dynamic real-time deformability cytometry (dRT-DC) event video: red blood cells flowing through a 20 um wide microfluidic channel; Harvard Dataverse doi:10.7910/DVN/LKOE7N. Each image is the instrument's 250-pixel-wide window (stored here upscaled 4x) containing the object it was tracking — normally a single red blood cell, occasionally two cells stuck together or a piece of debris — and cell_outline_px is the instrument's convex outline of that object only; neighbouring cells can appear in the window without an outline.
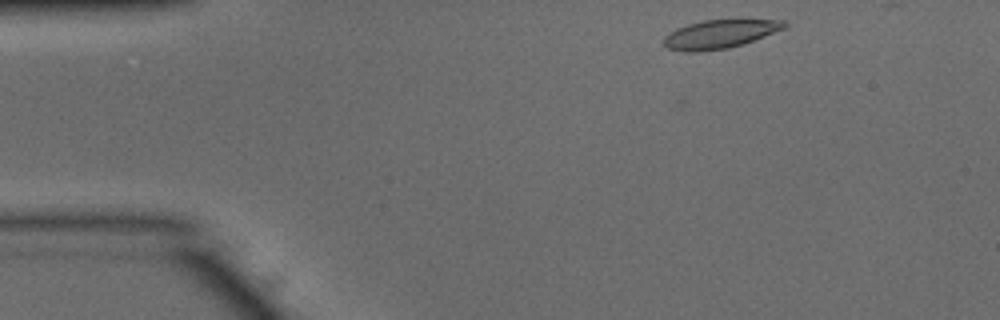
{"species": "common noctule bat (a hibernating species)", "species_latin": "Nyctalus noctula", "temperature_condition": "warm", "stored_images_in_passage": 38, "camera_frame_rate_fps": 3000, "um_per_image_px": 0.085, "animal": {"sex": "male", "body_mass_g": 15.6}, "frame": {"image": 1, "passage_image": 1, "time_ms": 0.0, "image_size_px": [1000, 320], "cell_outline_px": [[788, 24], [784, 28], [764, 36], [728, 48], [696, 52], [684, 52], [668, 48], [664, 44], [664, 36], [668, 32], [676, 28], [688, 24], [704, 20], [788, 20]], "centroid_in_image_um": [61.14, 2.89], "position_along_channel_um": 23.9, "area_um2": 19.83}}
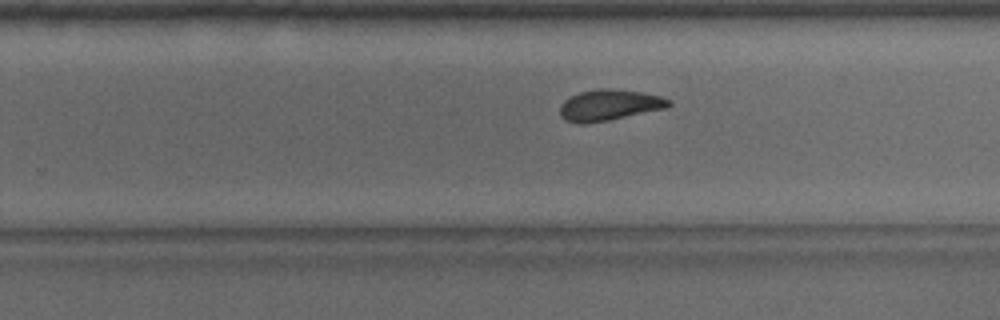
{"frame": {"image": 2, "passage_image": 26, "time_ms": 8.333, "image_size_px": [1000, 320], "cell_outline_px": [[672, 104], [664, 108], [608, 120], [584, 124], [580, 124], [564, 120], [560, 116], [560, 104], [564, 100], [580, 92], [596, 88], [608, 88], [644, 92], [660, 96], [672, 100]], "centroid_in_image_um": [51.76, 8.92], "position_along_channel_um": 278.0, "area_um2": 19.65}}
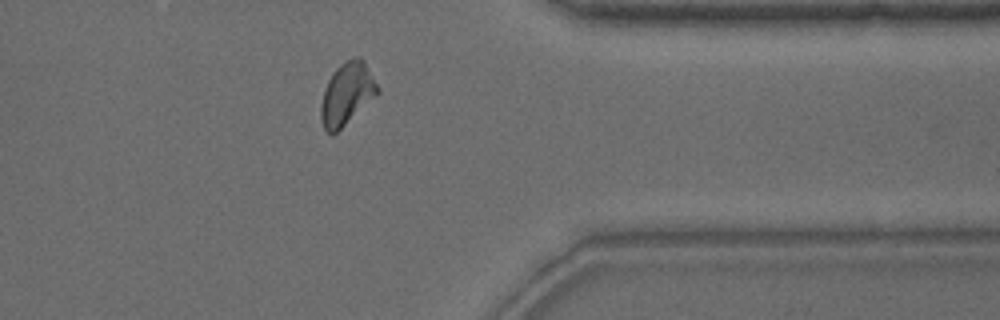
{"frame": {"image": 3, "passage_image": 35, "time_ms": 11.333, "image_size_px": [1000, 320], "cell_outline_px": [[380, 92], [376, 96], [332, 136], [324, 128], [320, 120], [320, 104], [324, 88], [332, 72], [340, 64], [352, 56], [360, 56], [364, 60], [380, 88]], "centroid_in_image_um": [29.48, 7.95], "position_along_channel_um": 381.9, "area_um2": 20.81}}